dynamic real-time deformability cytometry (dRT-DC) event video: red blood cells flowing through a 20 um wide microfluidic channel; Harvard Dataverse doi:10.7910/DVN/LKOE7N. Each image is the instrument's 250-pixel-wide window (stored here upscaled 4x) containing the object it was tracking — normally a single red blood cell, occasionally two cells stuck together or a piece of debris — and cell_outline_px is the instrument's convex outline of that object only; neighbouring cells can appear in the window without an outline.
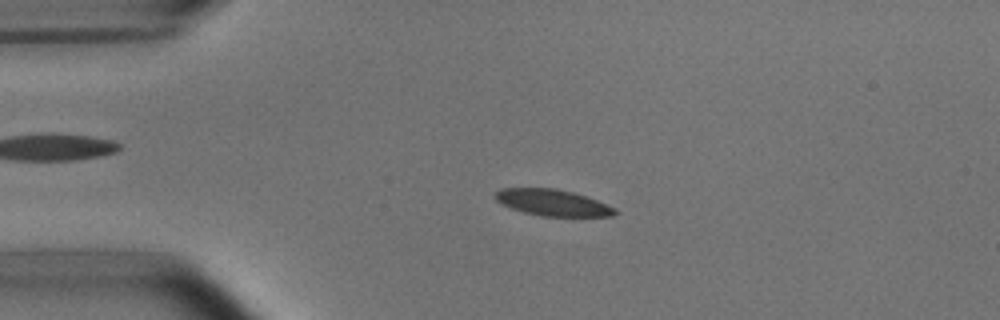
{"species": "common noctule bat (a hibernating species)", "species_latin": "Nyctalus noctula", "temperature_condition": "room temperature", "stored_images_in_passage": 30, "camera_frame_rate_fps": 3000, "um_per_image_px": 0.085, "animal": {"sex": "male", "body_mass_g": 15.6}, "frame": {"image": 1, "passage_image": 1, "time_ms": 0.0, "image_size_px": [1000, 320], "cell_outline_px": [[620, 212], [612, 216], [540, 216], [524, 212], [500, 204], [492, 196], [500, 188], [556, 188], [588, 196], [616, 208]], "centroid_in_image_um": [46.98, 17.22], "position_along_channel_um": 38.0, "area_um2": 18.61}}
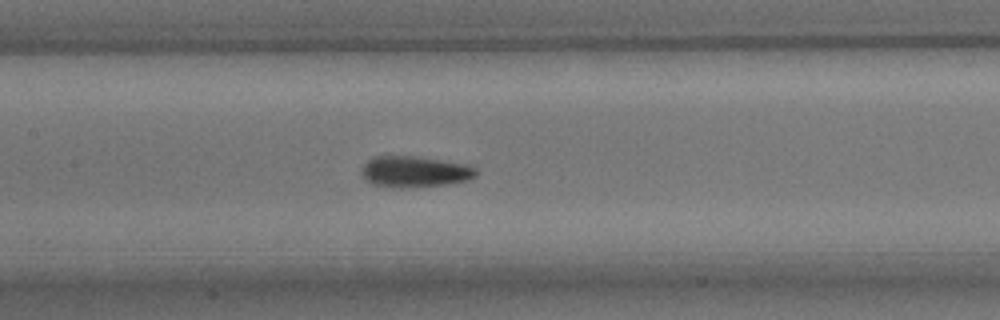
{"frame": {"image": 2, "passage_image": 14, "time_ms": 4.333, "image_size_px": [1000, 320], "cell_outline_px": [[476, 176], [468, 180], [448, 184], [400, 188], [392, 188], [372, 184], [364, 180], [360, 176], [360, 168], [372, 156], [416, 156], [468, 164], [476, 168]], "centroid_in_image_um": [35.19, 14.59], "position_along_channel_um": 172.2, "area_um2": 21.15}}
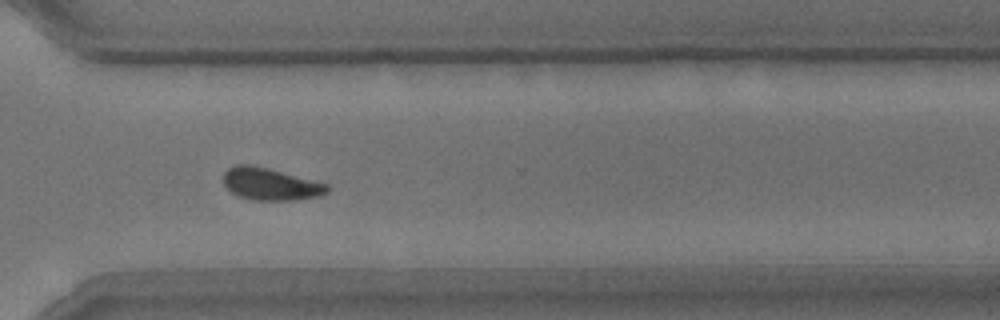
{"frame": {"image": 3, "passage_image": 28, "time_ms": 9.0, "image_size_px": [1000, 320], "cell_outline_px": [[328, 192], [320, 196], [296, 200], [252, 200], [240, 196], [232, 192], [224, 184], [224, 172], [228, 168], [236, 164], [252, 164], [268, 168], [328, 184]], "centroid_in_image_um": [22.99, 15.64], "position_along_channel_um": 347.6, "area_um2": 19.42}, "authors_computed_cell_mechanics": {"area_um2": 20.0566, "velocity_mm_per_s": 3.7698, "shape_relaxation_time_tau1_ms": 2.2715, "shape_relaxation_time_tau2_ms": 2.2574, "deformation_change_tau1": 0.1114, "deformation_change_tau2": 0.0684}}